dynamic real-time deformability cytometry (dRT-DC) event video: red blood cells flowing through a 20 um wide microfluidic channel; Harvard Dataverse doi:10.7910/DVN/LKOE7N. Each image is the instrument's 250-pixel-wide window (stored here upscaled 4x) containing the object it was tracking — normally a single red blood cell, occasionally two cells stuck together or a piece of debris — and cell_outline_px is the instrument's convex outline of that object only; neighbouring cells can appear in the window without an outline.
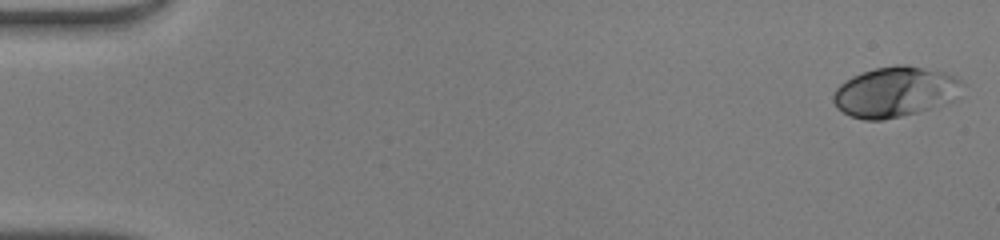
{"species": "human", "species_latin": "Homo sapiens", "temperature_condition": "warm", "stored_images_in_passage": 48, "camera_frame_rate_fps": 3000, "um_per_image_px": 0.085, "donor": {"sex": "male"}, "frame": {"image": 1, "passage_image": 1, "time_ms": 0.0, "image_size_px": [1000, 240], "cell_outline_px": [[968, 84], [948, 104], [884, 120], [864, 120], [852, 116], [836, 108], [832, 100], [832, 96], [836, 88], [840, 84], [852, 76], [876, 68], [896, 64], [904, 64], [944, 72], [956, 76]], "centroid_in_image_um": [76.12, 7.81], "position_along_channel_um": 8.9, "area_um2": 38.09}}
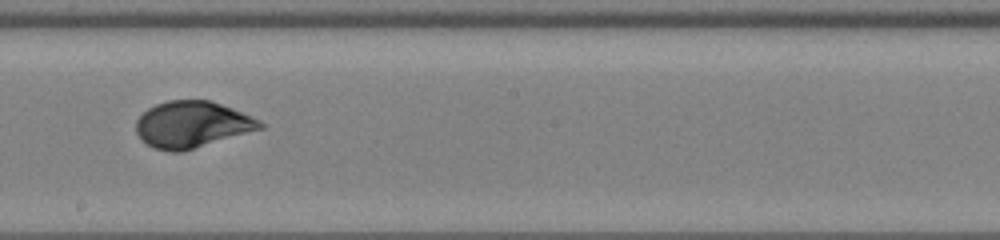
{"frame": {"image": 2, "passage_image": 28, "time_ms": 9.0, "image_size_px": [1000, 240], "cell_outline_px": [[264, 128], [184, 152], [168, 152], [156, 148], [140, 140], [136, 132], [136, 120], [148, 108], [156, 104], [168, 100], [212, 100], [252, 116], [260, 120], [264, 124]], "centroid_in_image_um": [16.33, 10.59], "position_along_channel_um": 231.9, "area_um2": 33.87}}
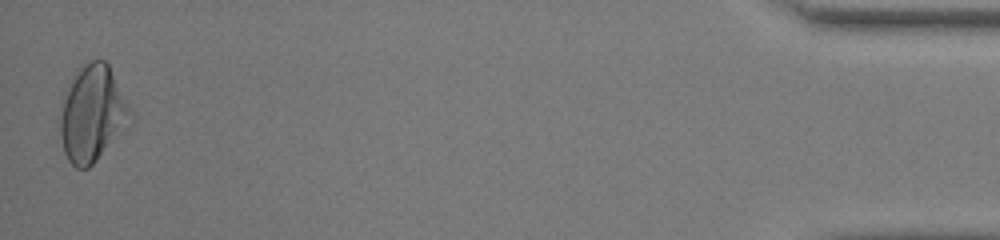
{"frame": {"image": 3, "passage_image": 48, "time_ms": 15.667, "image_size_px": [1000, 240], "cell_outline_px": [[132, 124], [88, 168], [76, 168], [68, 160], [64, 152], [60, 136], [60, 120], [64, 100], [68, 88], [72, 80], [80, 68], [84, 64], [92, 60], [104, 60], [108, 64], [132, 112]], "centroid_in_image_um": [7.88, 9.71], "position_along_channel_um": 427.3, "area_um2": 38.78}, "authors_computed_cell_mechanics": {"area_um2": 33.6107, "velocity_mm_per_s": 4.2608, "shape_relaxation_time_tau1_ms": 3.927, "shape_relaxation_time_tau2_ms": null, "deformation_change_tau1": 0.1733, "deformation_change_tau2": null}}